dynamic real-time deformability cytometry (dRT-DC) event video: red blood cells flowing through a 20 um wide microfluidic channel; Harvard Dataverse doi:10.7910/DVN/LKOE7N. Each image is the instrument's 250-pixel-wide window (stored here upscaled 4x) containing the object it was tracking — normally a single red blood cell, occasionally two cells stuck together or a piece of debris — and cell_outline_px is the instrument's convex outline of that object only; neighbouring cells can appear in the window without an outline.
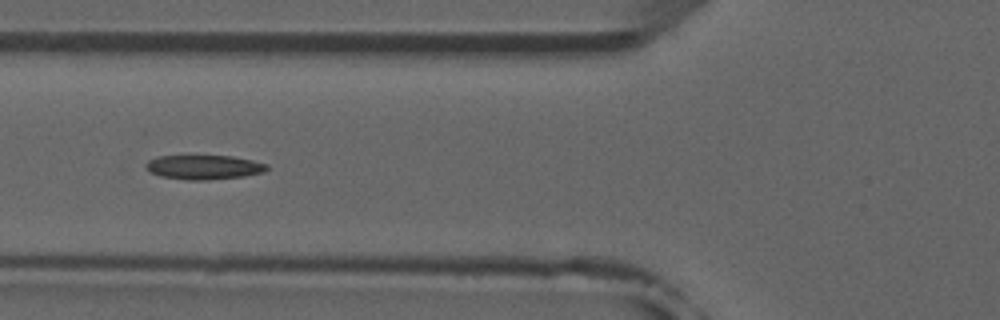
{"species": "common noctule bat (a hibernating species)", "species_latin": "Nyctalus noctula", "temperature_condition": "room temperature", "stored_images_in_passage": 8, "camera_frame_rate_fps": 3000, "um_per_image_px": 0.085, "animal": {"sex": "male", "forearm_length_mm": 52.5}, "frame": {"image": 1, "passage_image": 6, "time_ms": 6.0, "image_size_px": [1000, 320], "cell_outline_px": [[268, 168], [264, 172], [244, 176], [208, 180], [188, 180], [160, 176], [144, 168], [144, 164], [148, 160], [156, 156], [232, 156], [252, 160], [268, 164]], "centroid_in_image_um": [17.31, 14.21], "position_along_channel_um": 108.5, "area_um2": 17.22}}
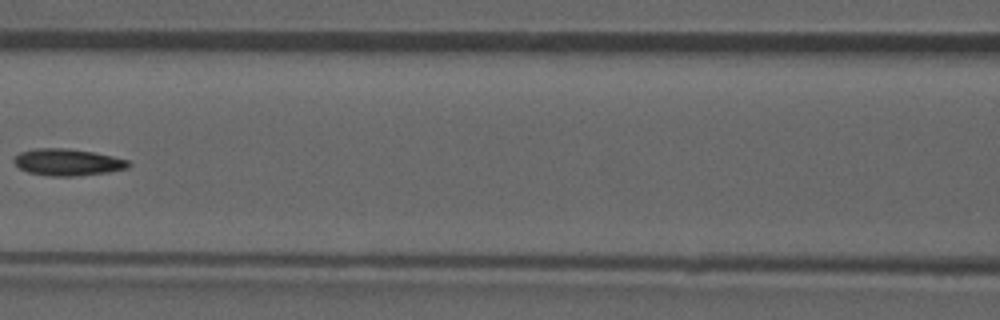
{"frame": {"image": 2, "passage_image": 7, "time_ms": 7.333, "image_size_px": [1000, 320], "cell_outline_px": [[132, 164], [128, 168], [108, 172], [76, 176], [48, 176], [28, 172], [20, 168], [16, 164], [16, 156], [20, 152], [36, 148], [64, 148], [92, 152], [112, 156], [128, 160]], "centroid_in_image_um": [5.78, 13.79], "position_along_channel_um": 160.8, "area_um2": 17.69}}